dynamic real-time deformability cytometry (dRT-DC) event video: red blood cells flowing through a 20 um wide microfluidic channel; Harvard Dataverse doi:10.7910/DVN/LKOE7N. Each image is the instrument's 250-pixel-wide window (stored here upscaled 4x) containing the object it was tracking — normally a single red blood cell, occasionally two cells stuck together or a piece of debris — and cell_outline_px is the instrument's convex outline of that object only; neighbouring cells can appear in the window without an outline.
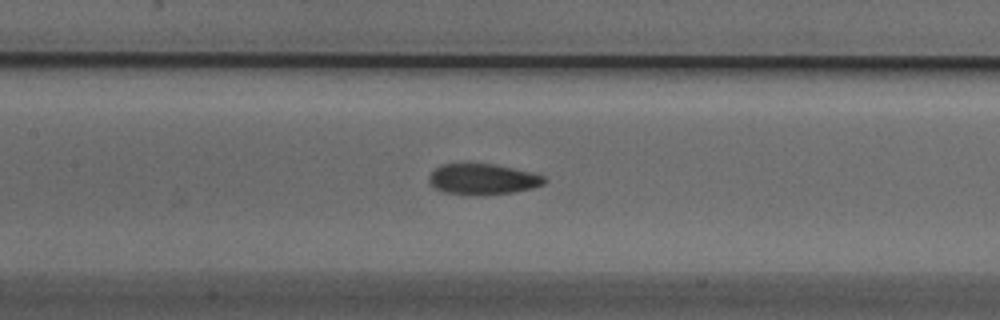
{"species": "Egyptian fruit bat (a non-hibernating species)", "species_latin": "Rousettus aegyptiacus", "temperature_condition": "cold", "stored_images_in_passage": 46, "camera_frame_rate_fps": 3000, "um_per_image_px": 0.085, "animal": {"sex": "male"}, "frame": {"image": 1, "passage_image": 24, "time_ms": 7.667, "image_size_px": [1000, 320], "cell_outline_px": [[548, 180], [544, 184], [532, 188], [512, 192], [480, 196], [468, 196], [444, 192], [432, 188], [428, 180], [428, 176], [440, 164], [492, 164], [532, 172], [544, 176]], "centroid_in_image_um": [41.0, 15.25], "position_along_channel_um": 166.4, "area_um2": 20.98}}
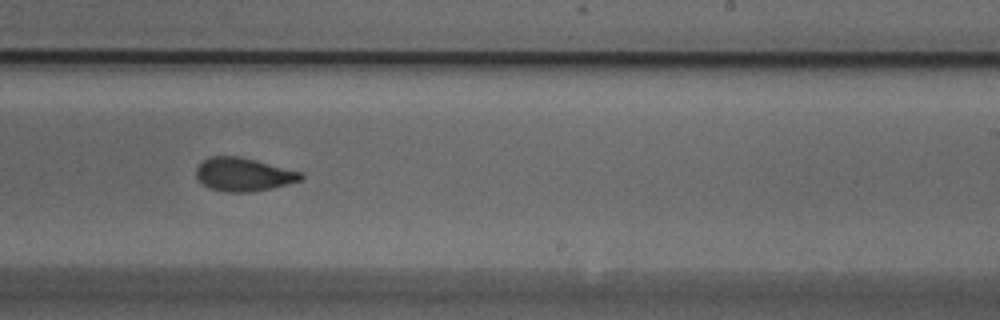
{"frame": {"image": 2, "passage_image": 32, "time_ms": 10.333, "image_size_px": [1000, 320], "cell_outline_px": [[304, 176], [300, 180], [272, 188], [252, 192], [224, 192], [208, 188], [196, 176], [196, 168], [204, 160], [212, 156], [240, 156], [304, 172]], "centroid_in_image_um": [20.71, 14.83], "position_along_channel_um": 268.3, "area_um2": 20.4}}
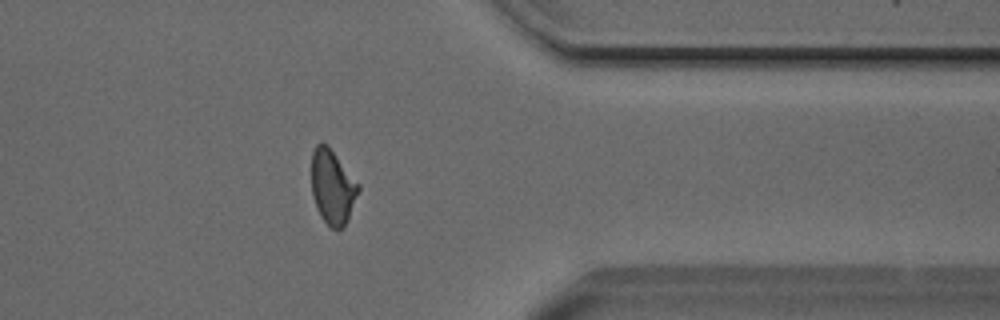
{"frame": {"image": 3, "passage_image": 42, "time_ms": 13.667, "image_size_px": [1000, 320], "cell_outline_px": [[360, 188], [348, 220], [344, 228], [332, 228], [320, 216], [316, 208], [312, 196], [312, 152], [316, 144], [328, 144], [360, 184]], "centroid_in_image_um": [28.27, 15.88], "position_along_channel_um": 383.1, "area_um2": 20.46}, "authors_computed_cell_mechanics": {"area_um2": 20.8369, "velocity_mm_per_s": 3.8375, "shape_relaxation_time_tau1_ms": 7.504, "shape_relaxation_time_tau2_ms": 1.8194, "deformation_change_tau1": 0.1927, "deformation_change_tau2": 0.0632}}